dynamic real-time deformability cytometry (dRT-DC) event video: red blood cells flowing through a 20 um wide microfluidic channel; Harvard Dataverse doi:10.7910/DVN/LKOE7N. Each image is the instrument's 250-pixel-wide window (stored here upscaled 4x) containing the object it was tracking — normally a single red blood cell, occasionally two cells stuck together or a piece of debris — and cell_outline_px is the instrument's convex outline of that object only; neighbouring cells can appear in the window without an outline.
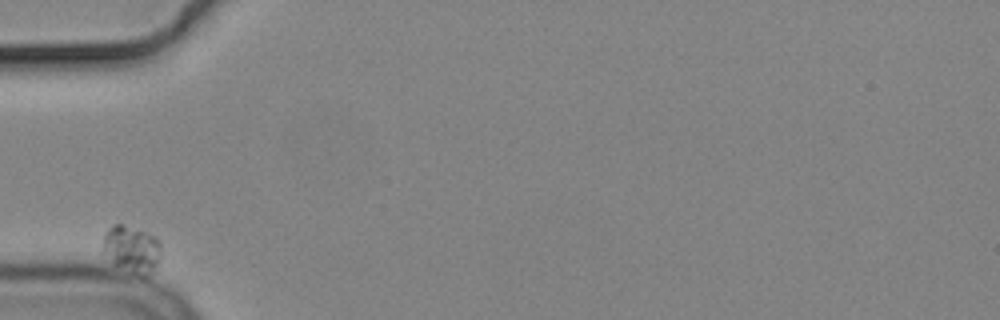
{"species": "common noctule bat (a hibernating species)", "species_latin": "Nyctalus noctula", "temperature_condition": "cold", "stored_images_in_passage": 5, "camera_frame_rate_fps": 3000, "um_per_image_px": 0.085, "animal": {"sex": "male", "body_mass_g": 19.2, "forearm_length_mm": 51.8}, "frame": {"image": 1, "passage_image": 1, "time_ms": 0.0, "image_size_px": [1000, 320], "cell_outline_px": [[160, 252], [156, 264], [148, 276], [144, 276], [116, 264], [112, 260], [104, 248], [104, 236], [108, 228], [112, 224], [124, 224], [144, 232], [152, 236], [160, 244]], "centroid_in_image_um": [11.21, 21.13], "position_along_channel_um": 73.8, "area_um2": 14.91}}
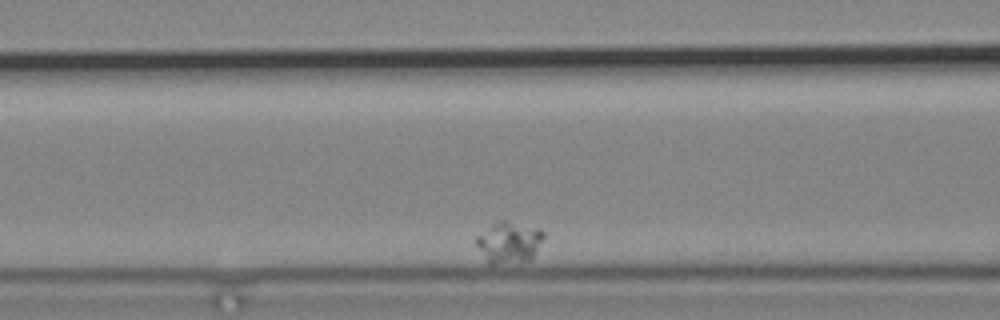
{"frame": {"image": 2, "passage_image": 3, "time_ms": 2.333, "image_size_px": [1000, 320], "cell_outline_px": [[544, 236], [532, 260], [492, 264], [488, 264], [476, 244], [476, 236], [496, 220], [504, 220], [540, 228], [544, 232]], "centroid_in_image_um": [43.26, 20.58], "position_along_channel_um": 123.3, "area_um2": 16.3}}
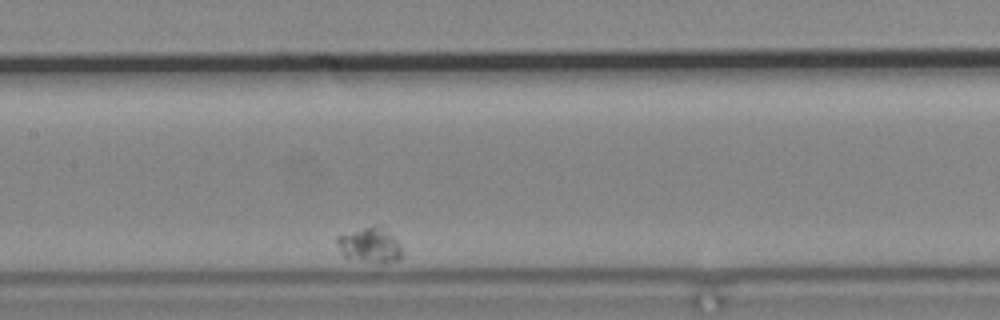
{"frame": {"image": 3, "passage_image": 5, "time_ms": 4.667, "image_size_px": [1000, 320], "cell_outline_px": [[400, 260], [384, 264], [380, 264], [348, 260], [340, 252], [336, 244], [336, 236], [364, 228], [380, 224], [400, 244]], "centroid_in_image_um": [31.4, 20.89], "position_along_channel_um": 176.0, "area_um2": 13.58}}